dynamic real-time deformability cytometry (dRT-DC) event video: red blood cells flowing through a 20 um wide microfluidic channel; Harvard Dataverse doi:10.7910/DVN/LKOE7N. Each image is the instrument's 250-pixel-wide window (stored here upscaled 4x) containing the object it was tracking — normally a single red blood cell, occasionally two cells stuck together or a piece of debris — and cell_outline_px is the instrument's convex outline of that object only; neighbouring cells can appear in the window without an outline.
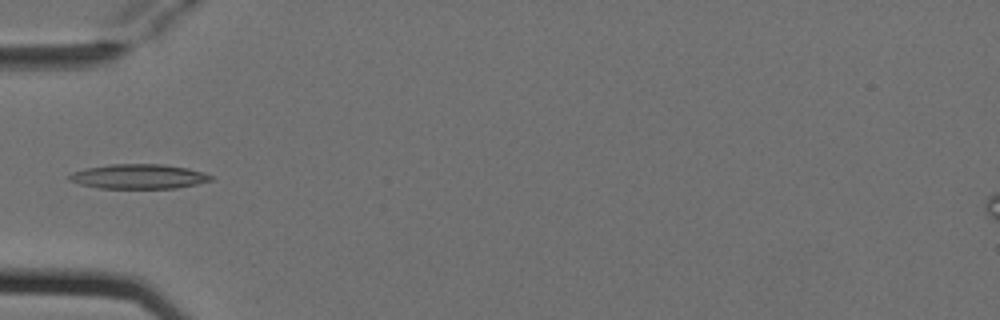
{"species": "Egyptian fruit bat (a non-hibernating species)", "species_latin": "Rousettus aegyptiacus", "temperature_condition": "cold", "stored_images_in_passage": 4, "camera_frame_rate_fps": 3000, "um_per_image_px": 0.085, "animal": {"sex": "female"}, "frame": {"image": 1, "passage_image": 4, "time_ms": 1.0, "image_size_px": [1000, 320], "cell_outline_px": [[212, 180], [196, 184], [176, 188], [100, 188], [80, 184], [68, 180], [68, 176], [72, 172], [84, 168], [108, 164], [164, 164], [188, 168], [204, 172], [212, 176]], "centroid_in_image_um": [11.76, 14.99], "position_along_channel_um": 73.2, "area_um2": 20.4}}